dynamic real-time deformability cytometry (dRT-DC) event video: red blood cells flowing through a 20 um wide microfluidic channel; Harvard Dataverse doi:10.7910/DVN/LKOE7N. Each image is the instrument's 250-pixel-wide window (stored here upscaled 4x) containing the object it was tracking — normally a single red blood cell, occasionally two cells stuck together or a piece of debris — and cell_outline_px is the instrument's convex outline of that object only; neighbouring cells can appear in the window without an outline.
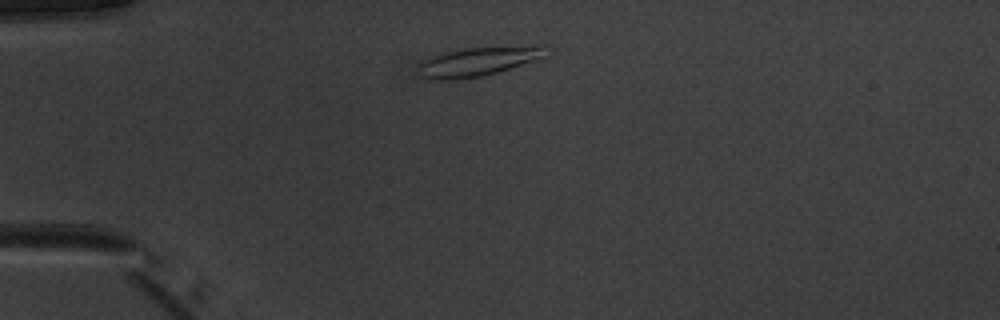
{"species": "common noctule bat (a hibernating species)", "species_latin": "Nyctalus noctula", "temperature_condition": "warm", "stored_images_in_passage": 39, "camera_frame_rate_fps": 3000, "um_per_image_px": 0.085, "animal": {"sex": "male", "body_mass_g": 20.1, "forearm_length_mm": 53.5}, "frame": {"image": 1, "passage_image": 1, "time_ms": 0.0, "image_size_px": [1000, 320], "cell_outline_px": [[544, 56], [536, 60], [496, 72], [480, 76], [448, 80], [440, 80], [420, 76], [416, 68], [420, 60], [440, 52], [464, 48], [536, 44], [544, 44]], "centroid_in_image_um": [40.57, 5.19], "position_along_channel_um": 44.4, "area_um2": 21.91}}
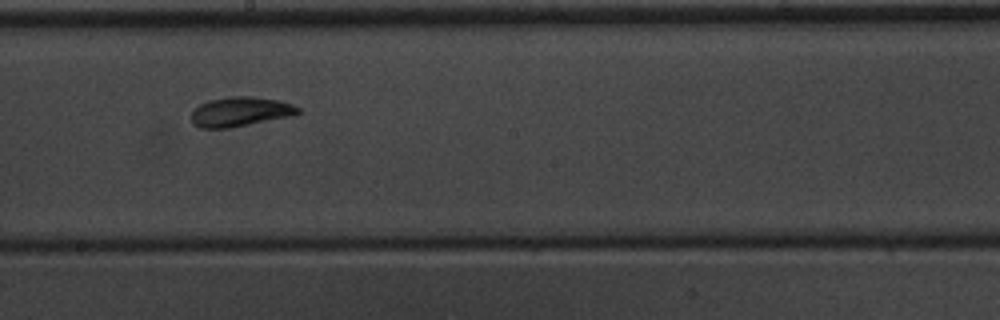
{"frame": {"image": 2, "passage_image": 17, "time_ms": 5.333, "image_size_px": [1000, 320], "cell_outline_px": [[300, 112], [296, 116], [228, 128], [200, 128], [192, 124], [192, 112], [200, 104], [208, 100], [228, 96], [252, 96], [280, 100], [292, 104], [300, 108]], "centroid_in_image_um": [20.47, 9.49], "position_along_channel_um": 227.7, "area_um2": 18.67}}
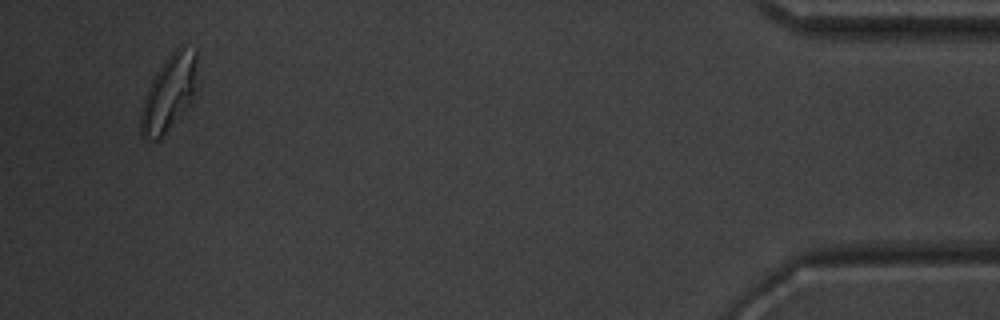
{"frame": {"image": 3, "passage_image": 37, "time_ms": 12.0, "image_size_px": [1000, 320], "cell_outline_px": [[196, 96], [188, 108], [164, 136], [160, 140], [144, 140], [140, 132], [140, 112], [144, 96], [156, 72], [164, 60], [180, 44], [196, 48]], "centroid_in_image_um": [14.38, 7.94], "position_along_channel_um": 420.8, "area_um2": 25.72}, "authors_computed_cell_mechanics": {"area_um2": 18.0914, "velocity_mm_per_s": 3.9416, "shape_relaxation_time_tau1_ms": 2.8575, "shape_relaxation_time_tau2_ms": 1.8468, "deformation_change_tau1": 0.141, "deformation_change_tau2": 0.0909}}